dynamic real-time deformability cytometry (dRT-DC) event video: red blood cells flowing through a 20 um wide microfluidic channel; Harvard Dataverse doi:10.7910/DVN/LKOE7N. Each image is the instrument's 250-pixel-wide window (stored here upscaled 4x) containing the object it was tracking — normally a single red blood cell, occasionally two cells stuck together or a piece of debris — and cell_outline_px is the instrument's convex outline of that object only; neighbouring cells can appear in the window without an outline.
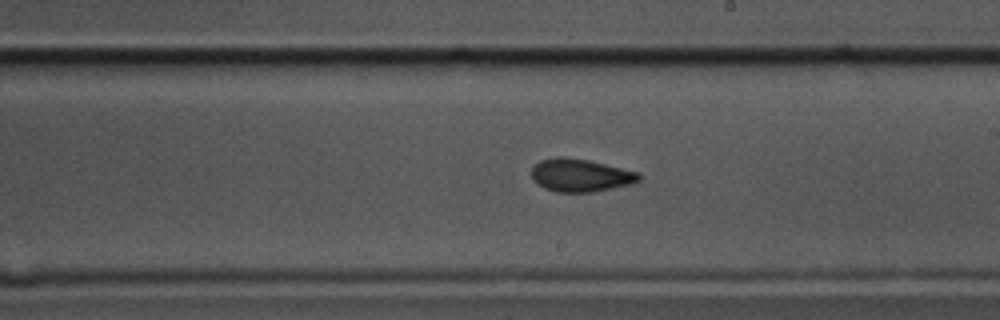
{"species": "common noctule bat (a hibernating species)", "species_latin": "Nyctalus noctula", "temperature_condition": "cold", "stored_images_in_passage": 59, "camera_frame_rate_fps": 3000, "um_per_image_px": 0.085, "animal": {"sex": "male", "body_mass_g": 17.5, "forearm_length_mm": 52.3}, "frame": {"image": 1, "passage_image": 33, "time_ms": 10.667, "image_size_px": [1000, 320], "cell_outline_px": [[640, 180], [632, 184], [592, 192], [556, 192], [544, 188], [532, 180], [532, 168], [540, 160], [556, 156], [560, 156], [588, 160], [640, 172]], "centroid_in_image_um": [49.34, 14.9], "position_along_channel_um": 239.7, "area_um2": 20.63}}
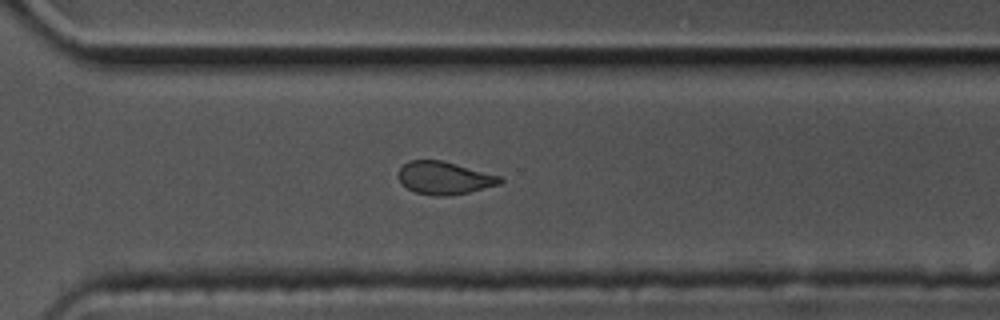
{"frame": {"image": 2, "passage_image": 41, "time_ms": 13.333, "image_size_px": [1000, 320], "cell_outline_px": [[504, 180], [500, 184], [468, 192], [448, 196], [436, 196], [416, 192], [408, 188], [400, 180], [400, 168], [408, 160], [440, 160], [500, 176]], "centroid_in_image_um": [37.78, 15.13], "position_along_channel_um": 332.8, "area_um2": 18.96}}
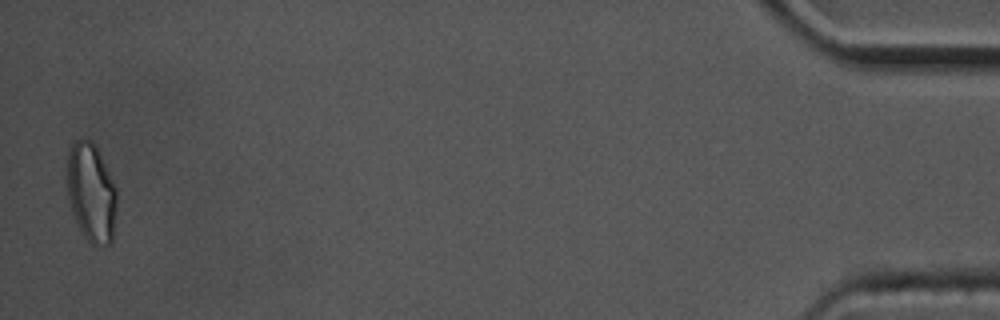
{"frame": {"image": 3, "passage_image": 57, "time_ms": 18.667, "image_size_px": [1000, 320], "cell_outline_px": [[116, 204], [112, 240], [108, 244], [92, 244], [84, 236], [72, 212], [68, 196], [68, 152], [72, 140], [92, 140], [116, 188]], "centroid_in_image_um": [7.74, 16.36], "position_along_channel_um": 427.5, "area_um2": 27.92}}